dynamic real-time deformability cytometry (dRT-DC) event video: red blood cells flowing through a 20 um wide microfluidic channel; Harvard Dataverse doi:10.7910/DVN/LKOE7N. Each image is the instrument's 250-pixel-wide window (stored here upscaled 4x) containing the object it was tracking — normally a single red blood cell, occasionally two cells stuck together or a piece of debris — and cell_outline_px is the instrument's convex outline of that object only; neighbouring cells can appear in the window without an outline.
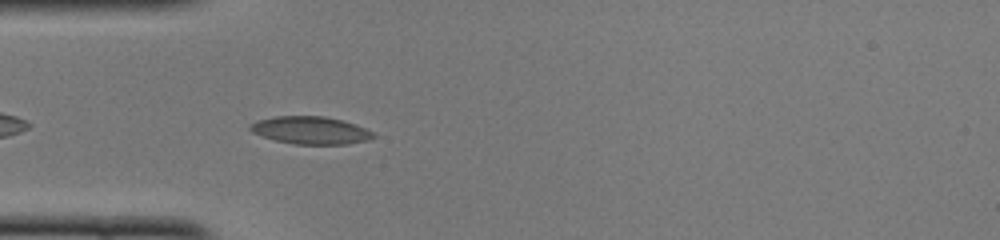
{"species": "common noctule bat (a hibernating species)", "species_latin": "Nyctalus noctula", "temperature_condition": "cold", "stored_images_in_passage": 40, "camera_frame_rate_fps": 3000, "um_per_image_px": 0.085, "animal": {"sex": "female", "body_mass_g": 22.0, "forearm_length_mm": 56.7}, "frame": {"image": 1, "passage_image": 5, "time_ms": 1.333, "image_size_px": [1000, 240], "cell_outline_px": [[376, 136], [368, 140], [348, 144], [292, 144], [276, 140], [252, 132], [248, 128], [256, 120], [276, 116], [324, 116], [356, 124], [376, 132]], "centroid_in_image_um": [26.44, 11.07], "position_along_channel_um": 58.6, "area_um2": 19.83}}
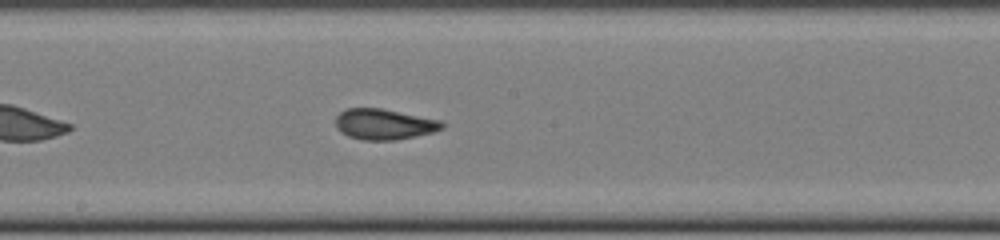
{"frame": {"image": 2, "passage_image": 17, "time_ms": 5.333, "image_size_px": [1000, 240], "cell_outline_px": [[444, 128], [432, 132], [416, 136], [396, 140], [364, 140], [348, 136], [340, 132], [336, 128], [336, 116], [340, 112], [348, 108], [380, 108], [440, 120], [444, 124]], "centroid_in_image_um": [32.63, 10.56], "position_along_channel_um": 215.6, "area_um2": 18.96}}
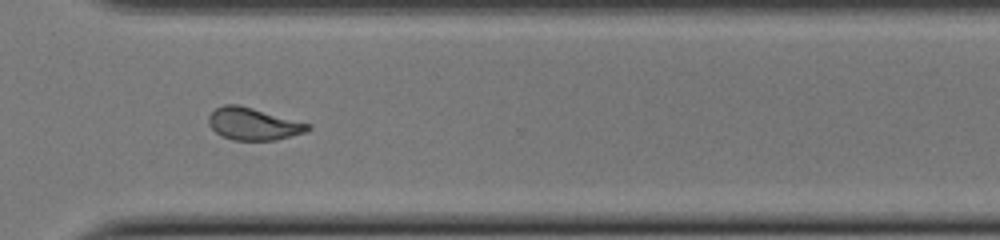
{"frame": {"image": 3, "passage_image": 27, "time_ms": 8.667, "image_size_px": [1000, 240], "cell_outline_px": [[312, 128], [304, 132], [276, 140], [232, 140], [216, 132], [208, 124], [208, 116], [216, 108], [224, 104], [236, 104], [252, 108], [312, 124]], "centroid_in_image_um": [21.53, 10.53], "position_along_channel_um": 349.1, "area_um2": 18.5}, "authors_computed_cell_mechanics": {"area_um2": 19.2763, "velocity_mm_per_s": 3.9833, "shape_relaxation_time_tau1_ms": 4.0288, "shape_relaxation_time_tau2_ms": 1.5974, "deformation_change_tau1": 0.1334, "deformation_change_tau2": 0.0789}}